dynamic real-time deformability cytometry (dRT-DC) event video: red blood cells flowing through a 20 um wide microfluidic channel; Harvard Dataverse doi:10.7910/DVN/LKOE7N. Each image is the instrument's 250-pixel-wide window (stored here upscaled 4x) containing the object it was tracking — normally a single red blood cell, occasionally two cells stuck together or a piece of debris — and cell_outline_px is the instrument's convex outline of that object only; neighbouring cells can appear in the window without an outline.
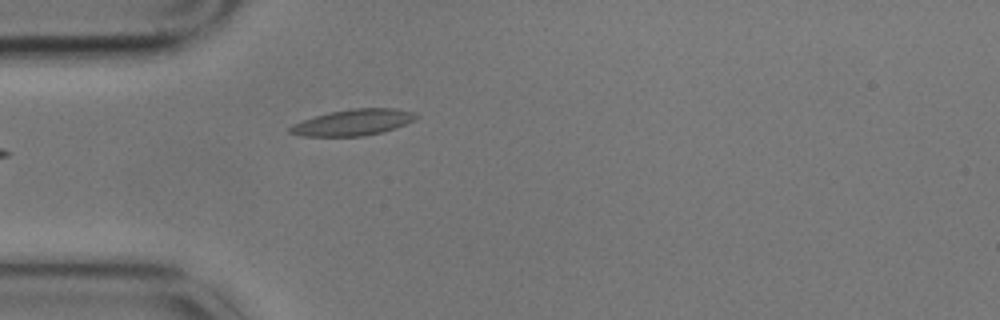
{"species": "common noctule bat (a hibernating species)", "species_latin": "Nyctalus noctula", "temperature_condition": "cold", "stored_images_in_passage": 4, "camera_frame_rate_fps": 3000, "um_per_image_px": 0.085, "animal": {"sex": "male", "body_mass_g": 17.9}, "frame": {"image": 1, "passage_image": 4, "time_ms": 1.0, "image_size_px": [1000, 320], "cell_outline_px": [[420, 116], [396, 128], [384, 132], [364, 136], [300, 136], [288, 132], [288, 128], [292, 124], [316, 116], [332, 112], [352, 108], [396, 108], [416, 112]], "centroid_in_image_um": [30.04, 10.41], "position_along_channel_um": 55.0, "area_um2": 19.25}}